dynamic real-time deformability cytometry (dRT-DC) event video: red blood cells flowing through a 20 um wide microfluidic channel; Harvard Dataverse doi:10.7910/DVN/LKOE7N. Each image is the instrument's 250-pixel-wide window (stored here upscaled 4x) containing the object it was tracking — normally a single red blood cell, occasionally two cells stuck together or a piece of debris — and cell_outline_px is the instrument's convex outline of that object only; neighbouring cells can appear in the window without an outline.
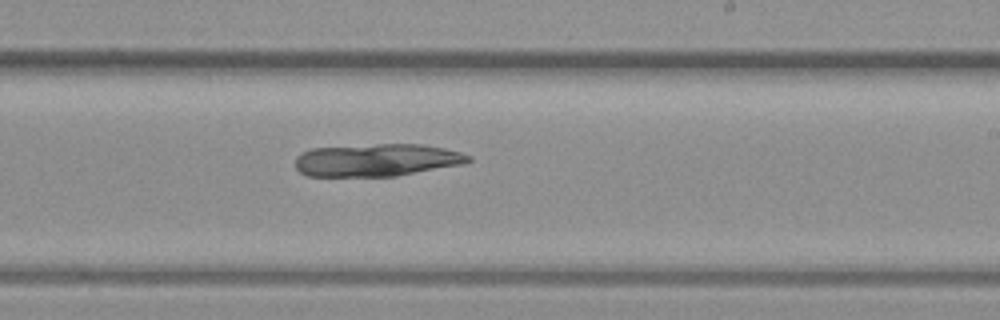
{"species": "common noctule bat (a hibernating species)", "species_latin": "Nyctalus noctula", "temperature_condition": "warm", "stored_images_in_passage": 51, "camera_frame_rate_fps": 3000, "um_per_image_px": 0.085, "animal": {"sex": "female", "body_mass_g": 19.3, "forearm_length_mm": 54.1}, "frame": {"image": 1, "passage_image": 31, "time_ms": 10.0, "image_size_px": [1000, 320], "cell_outline_px": [[472, 160], [460, 164], [396, 176], [308, 176], [300, 172], [296, 168], [296, 156], [300, 152], [312, 148], [376, 144], [424, 144], [444, 148], [460, 152], [472, 156]], "centroid_in_image_um": [31.99, 13.59], "position_along_channel_um": 257.0, "area_um2": 32.83}}